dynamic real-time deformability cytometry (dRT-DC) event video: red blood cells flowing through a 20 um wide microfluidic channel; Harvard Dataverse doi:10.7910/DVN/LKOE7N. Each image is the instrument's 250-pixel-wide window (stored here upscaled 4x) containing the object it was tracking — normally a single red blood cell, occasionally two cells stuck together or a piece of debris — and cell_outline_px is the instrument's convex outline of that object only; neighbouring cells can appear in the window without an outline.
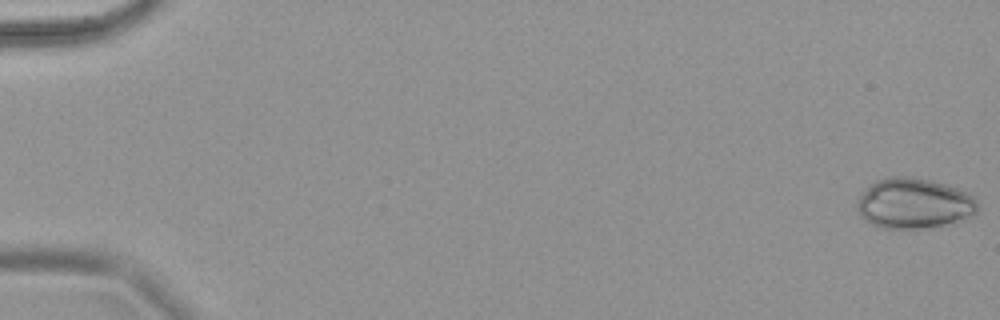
{"species": "common noctule bat (a hibernating species)", "species_latin": "Nyctalus noctula", "temperature_condition": "warm", "stored_images_in_passage": 69, "camera_frame_rate_fps": 3000, "um_per_image_px": 0.085, "animal": {"sex": "female", "body_mass_g": 18.4}, "frame": {"image": 1, "passage_image": 1, "time_ms": 0.0, "image_size_px": [1000, 320], "cell_outline_px": [[980, 208], [972, 216], [944, 224], [928, 228], [880, 228], [872, 224], [860, 216], [856, 208], [856, 204], [860, 192], [876, 180], [892, 176], [912, 176], [944, 184], [956, 188], [972, 196], [976, 200]], "centroid_in_image_um": [77.64, 17.28], "position_along_channel_um": 7.4, "area_um2": 35.43}}
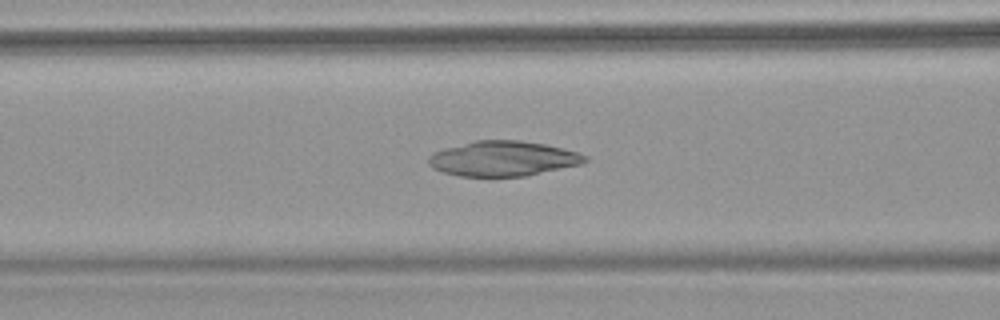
{"frame": {"image": 2, "passage_image": 30, "time_ms": 9.667, "image_size_px": [1000, 320], "cell_outline_px": [[588, 160], [584, 164], [524, 176], [460, 176], [444, 172], [432, 168], [428, 164], [428, 156], [444, 148], [476, 140], [520, 140], [544, 144], [576, 152], [588, 156]], "centroid_in_image_um": [42.77, 13.48], "position_along_channel_um": 123.8, "area_um2": 31.85}}
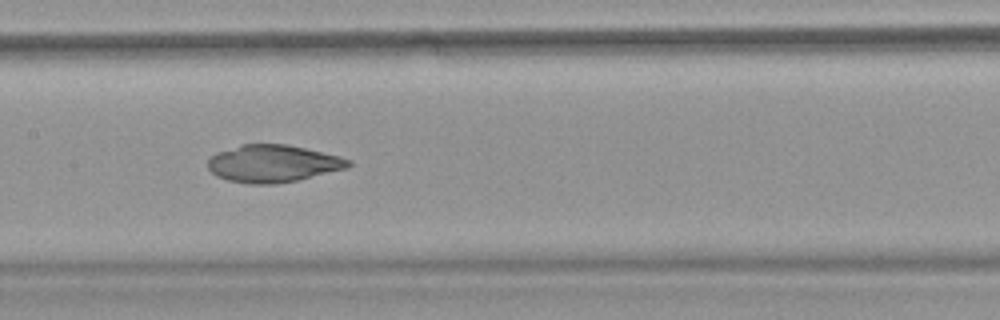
{"frame": {"image": 3, "passage_image": 36, "time_ms": 11.667, "image_size_px": [1000, 320], "cell_outline_px": [[352, 164], [348, 168], [296, 180], [276, 184], [248, 184], [228, 180], [216, 176], [208, 168], [208, 160], [216, 152], [240, 144], [284, 144], [304, 148], [340, 156], [352, 160]], "centroid_in_image_um": [23.19, 13.9], "position_along_channel_um": 184.2, "area_um2": 30.58}}